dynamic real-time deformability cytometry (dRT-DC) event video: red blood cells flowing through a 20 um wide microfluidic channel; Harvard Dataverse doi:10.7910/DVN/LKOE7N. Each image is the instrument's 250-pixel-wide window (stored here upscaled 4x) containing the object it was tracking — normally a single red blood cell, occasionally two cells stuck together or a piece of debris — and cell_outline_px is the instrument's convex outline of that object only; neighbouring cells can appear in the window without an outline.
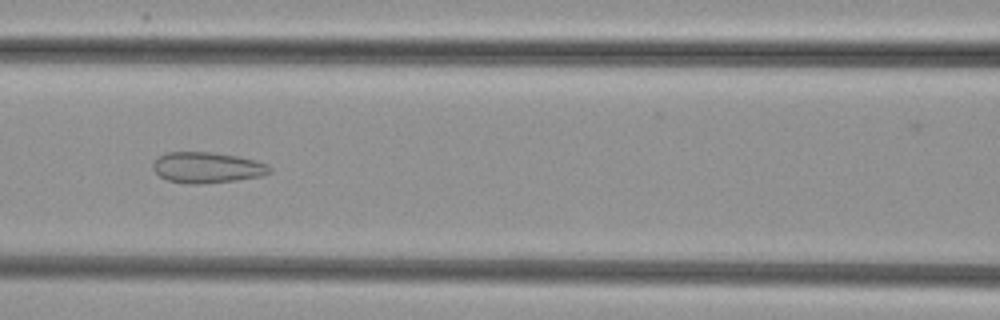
{"species": "common noctule bat (a hibernating species)", "species_latin": "Nyctalus noctula", "temperature_condition": "cold", "stored_images_in_passage": 40, "camera_frame_rate_fps": 3000, "um_per_image_px": 0.085, "animal": {"sex": "female", "body_mass_g": 29.2, "forearm_length_mm": 56.3}, "frame": {"image": 1, "passage_image": 17, "time_ms": 5.333, "image_size_px": [1000, 320], "cell_outline_px": [[272, 172], [260, 176], [236, 180], [204, 184], [184, 184], [168, 180], [160, 176], [152, 168], [152, 164], [160, 156], [168, 152], [212, 152], [240, 156], [256, 160], [268, 164], [272, 168]], "centroid_in_image_um": [17.64, 14.24], "position_along_channel_um": 149.0, "area_um2": 21.15}}
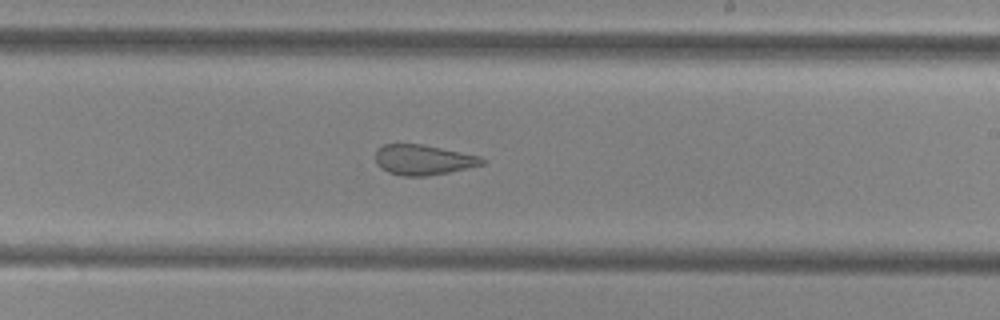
{"frame": {"image": 2, "passage_image": 25, "time_ms": 8.0, "image_size_px": [1000, 320], "cell_outline_px": [[484, 164], [448, 172], [428, 176], [400, 176], [388, 172], [380, 168], [376, 164], [376, 152], [384, 144], [420, 144], [480, 156], [484, 160]], "centroid_in_image_um": [35.94, 13.6], "position_along_channel_um": 253.1, "area_um2": 18.55}}
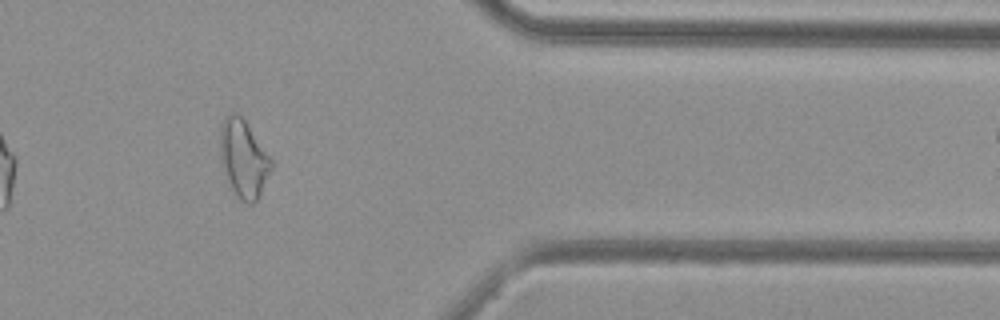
{"frame": {"image": 3, "passage_image": 37, "time_ms": 12.0, "image_size_px": [1000, 320], "cell_outline_px": [[272, 168], [256, 200], [252, 204], [248, 204], [240, 200], [232, 188], [220, 160], [220, 124], [224, 116], [232, 112], [236, 112], [244, 120], [272, 160]], "centroid_in_image_um": [20.67, 13.45], "position_along_channel_um": 390.7, "area_um2": 22.66}}